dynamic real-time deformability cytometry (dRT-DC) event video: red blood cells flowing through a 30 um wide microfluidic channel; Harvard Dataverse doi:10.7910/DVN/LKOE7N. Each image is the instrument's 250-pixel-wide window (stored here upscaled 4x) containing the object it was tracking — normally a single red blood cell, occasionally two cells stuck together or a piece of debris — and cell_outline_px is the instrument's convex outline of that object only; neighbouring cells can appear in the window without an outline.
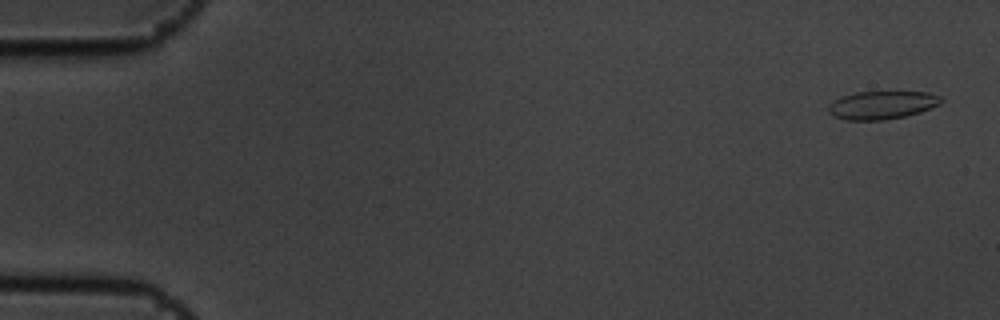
{"species": "common noctule bat (a hibernating species)", "species_latin": "Nyctalus noctula", "temperature_condition": "cold", "stored_images_in_passage": 5, "camera_frame_rate_fps": 3000, "um_per_image_px": 0.085, "animal": {"sex": "male", "body_mass_g": 19.5, "forearm_length_mm": 54.6}, "frame": {"image": 1, "passage_image": 1, "time_ms": 0.0, "image_size_px": [1000, 320], "cell_outline_px": [[944, 100], [940, 104], [932, 108], [920, 112], [904, 116], [884, 120], [844, 120], [832, 116], [828, 112], [828, 104], [844, 96], [856, 92], [928, 92], [940, 96]], "centroid_in_image_um": [74.98, 8.94], "position_along_channel_um": 10.0, "area_um2": 18.5}}